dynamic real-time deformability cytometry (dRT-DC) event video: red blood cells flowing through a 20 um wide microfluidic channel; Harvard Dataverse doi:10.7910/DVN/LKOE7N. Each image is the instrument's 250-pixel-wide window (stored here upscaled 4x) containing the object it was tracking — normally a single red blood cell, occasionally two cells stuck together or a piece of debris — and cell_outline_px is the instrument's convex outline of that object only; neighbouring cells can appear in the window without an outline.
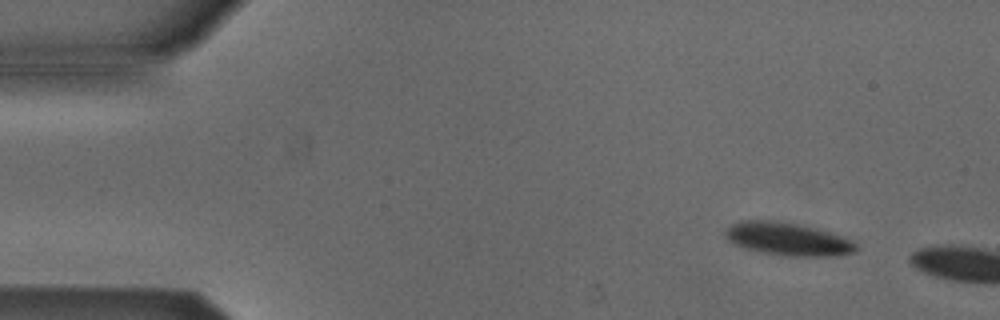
{"species": "Egyptian fruit bat (a non-hibernating species)", "species_latin": "Rousettus aegyptiacus", "temperature_condition": "cold", "stored_images_in_passage": 4, "camera_frame_rate_fps": 3000, "um_per_image_px": 0.085, "animal": {"sex": "male"}, "frame": {"image": 1, "passage_image": 1, "time_ms": 0.0, "image_size_px": [1000, 320], "cell_outline_px": [[860, 248], [856, 252], [836, 256], [784, 256], [760, 252], [732, 244], [724, 236], [724, 232], [732, 224], [740, 220], [772, 220], [796, 224], [816, 228], [852, 240]], "centroid_in_image_um": [66.95, 20.33], "position_along_channel_um": 18.0, "area_um2": 25.2}}